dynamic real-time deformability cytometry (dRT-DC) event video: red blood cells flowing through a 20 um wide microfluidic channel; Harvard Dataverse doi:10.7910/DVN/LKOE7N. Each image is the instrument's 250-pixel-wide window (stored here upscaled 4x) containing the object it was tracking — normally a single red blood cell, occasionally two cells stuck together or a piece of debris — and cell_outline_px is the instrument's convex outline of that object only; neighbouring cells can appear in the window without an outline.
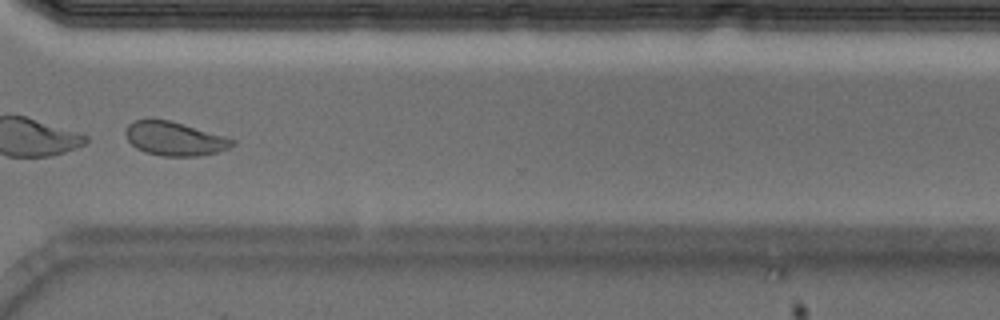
{"species": "Egyptian fruit bat (a non-hibernating species)", "species_latin": "Rousettus aegyptiacus", "temperature_condition": "cold", "stored_images_in_passage": 55, "camera_frame_rate_fps": 3000, "um_per_image_px": 0.085, "animal": {"sex": "male"}, "frame": {"image": 1, "passage_image": 42, "time_ms": 13.667, "image_size_px": [1000, 320], "cell_outline_px": [[236, 144], [228, 148], [216, 152], [196, 156], [160, 156], [144, 152], [136, 148], [128, 140], [124, 132], [128, 124], [136, 120], [168, 120], [224, 136], [236, 140]], "centroid_in_image_um": [14.82, 11.8], "position_along_channel_um": 355.8, "area_um2": 20.75}}